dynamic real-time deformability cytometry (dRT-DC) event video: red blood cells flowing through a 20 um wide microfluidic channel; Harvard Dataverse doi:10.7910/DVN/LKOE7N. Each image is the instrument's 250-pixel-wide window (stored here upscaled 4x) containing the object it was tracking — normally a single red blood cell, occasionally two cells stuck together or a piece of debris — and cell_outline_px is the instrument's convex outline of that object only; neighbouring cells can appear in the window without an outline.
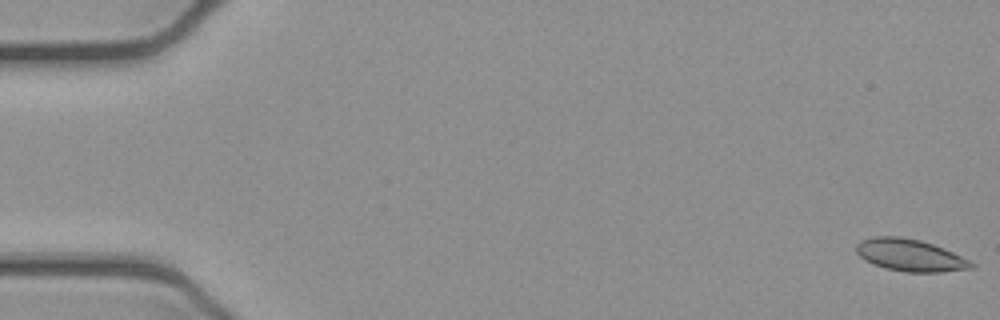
{"species": "common noctule bat (a hibernating species)", "species_latin": "Nyctalus noctula", "temperature_condition": "cold", "stored_images_in_passage": 53, "camera_frame_rate_fps": 3000, "um_per_image_px": 0.085, "animal": {"sex": "female", "body_mass_g": 21.9}, "frame": {"image": 1, "passage_image": 1, "time_ms": 0.0, "image_size_px": [1000, 320], "cell_outline_px": [[976, 268], [940, 272], [904, 272], [884, 268], [864, 260], [856, 252], [856, 244], [860, 240], [876, 236], [900, 236], [920, 240], [944, 248], [976, 264]], "centroid_in_image_um": [77.35, 21.69], "position_along_channel_um": 7.7, "area_um2": 21.62}}
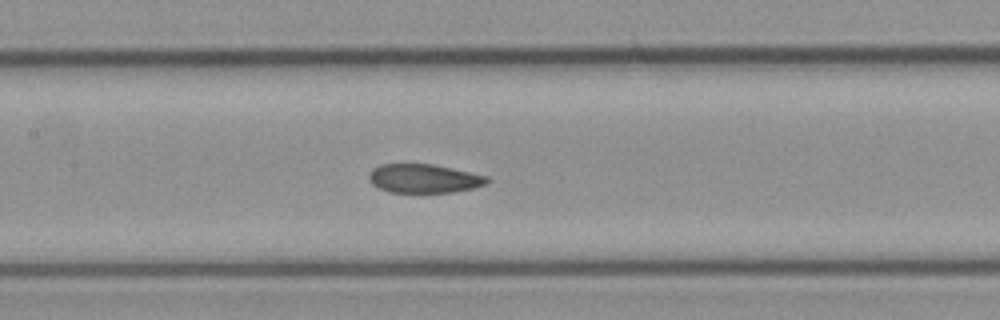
{"frame": {"image": 2, "passage_image": 25, "time_ms": 8.0, "image_size_px": [1000, 320], "cell_outline_px": [[492, 180], [488, 184], [472, 188], [452, 192], [388, 192], [372, 184], [368, 180], [368, 172], [372, 168], [380, 164], [432, 164], [452, 168], [488, 176]], "centroid_in_image_um": [36.03, 15.17], "position_along_channel_um": 171.4, "area_um2": 20.0}}
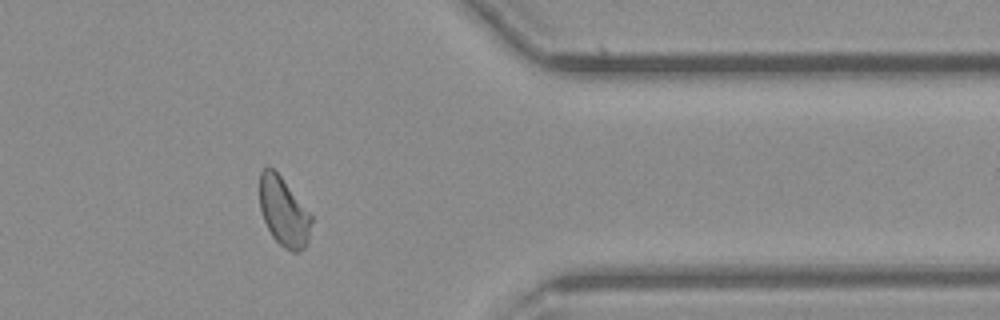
{"frame": {"image": 3, "passage_image": 43, "time_ms": 14.0, "image_size_px": [1000, 320], "cell_outline_px": [[312, 220], [308, 244], [304, 248], [296, 252], [292, 252], [284, 248], [272, 236], [264, 220], [260, 208], [260, 172], [268, 164], [280, 176], [312, 216]], "centroid_in_image_um": [24.11, 18.02], "position_along_channel_um": 387.3, "area_um2": 20.58}, "authors_computed_cell_mechanics": {"area_um2": 21.2704, "velocity_mm_per_s": 3.8901, "shape_relaxation_time_tau1_ms": null, "shape_relaxation_time_tau2_ms": 3.8069, "deformation_change_tau1": null, "deformation_change_tau2": 0.0561}}